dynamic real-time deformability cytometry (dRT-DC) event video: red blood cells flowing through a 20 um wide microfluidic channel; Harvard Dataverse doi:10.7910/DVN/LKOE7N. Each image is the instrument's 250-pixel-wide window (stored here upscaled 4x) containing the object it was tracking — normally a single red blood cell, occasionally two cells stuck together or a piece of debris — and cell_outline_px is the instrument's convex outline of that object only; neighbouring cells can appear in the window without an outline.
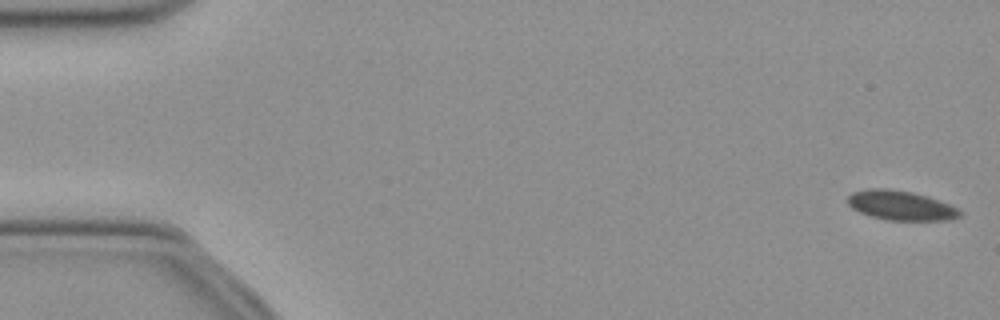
{"species": "common noctule bat (a hibernating species)", "species_latin": "Nyctalus noctula", "temperature_condition": "cold", "stored_images_in_passage": 7, "camera_frame_rate_fps": 3000, "um_per_image_px": 0.085, "animal": {"sex": "female", "body_mass_g": 21.9}, "frame": {"image": 1, "passage_image": 1, "time_ms": 0.0, "image_size_px": [1000, 320], "cell_outline_px": [[964, 216], [948, 220], [888, 220], [872, 216], [860, 212], [852, 208], [848, 204], [848, 196], [852, 192], [868, 188], [888, 188], [912, 192], [928, 196], [948, 204], [964, 212]], "centroid_in_image_um": [76.59, 17.46], "position_along_channel_um": 8.4, "area_um2": 19.36}}